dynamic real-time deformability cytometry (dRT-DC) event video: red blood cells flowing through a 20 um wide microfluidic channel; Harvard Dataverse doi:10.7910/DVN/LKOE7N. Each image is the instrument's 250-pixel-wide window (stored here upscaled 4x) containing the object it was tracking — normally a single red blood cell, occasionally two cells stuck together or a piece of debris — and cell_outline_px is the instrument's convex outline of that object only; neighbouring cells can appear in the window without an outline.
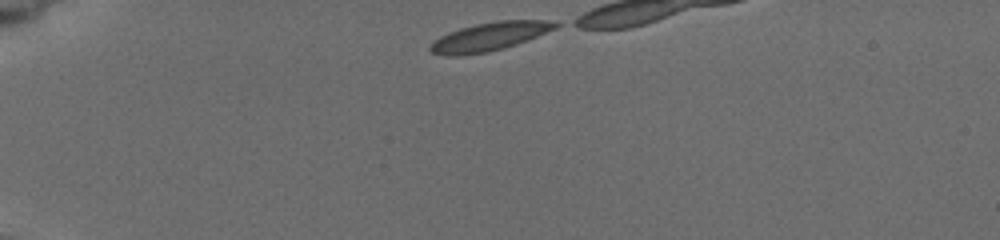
{"species": "common noctule bat (a hibernating species)", "species_latin": "Nyctalus noctula", "temperature_condition": "cold", "stored_images_in_passage": 4, "camera_frame_rate_fps": 3000, "um_per_image_px": 0.085, "animal": {"sex": "female", "body_mass_g": 19.5, "forearm_length_mm": 54.1}, "frame": {"image": 1, "passage_image": 1, "time_ms": 0.0, "image_size_px": [1000, 240], "cell_outline_px": [[564, 24], [556, 28], [528, 40], [504, 48], [488, 52], [456, 56], [448, 56], [432, 52], [428, 48], [440, 36], [448, 32], [460, 28], [476, 24], [496, 20], [544, 20]], "centroid_in_image_um": [41.63, 3.1], "position_along_channel_um": 43.4, "area_um2": 20.69}}